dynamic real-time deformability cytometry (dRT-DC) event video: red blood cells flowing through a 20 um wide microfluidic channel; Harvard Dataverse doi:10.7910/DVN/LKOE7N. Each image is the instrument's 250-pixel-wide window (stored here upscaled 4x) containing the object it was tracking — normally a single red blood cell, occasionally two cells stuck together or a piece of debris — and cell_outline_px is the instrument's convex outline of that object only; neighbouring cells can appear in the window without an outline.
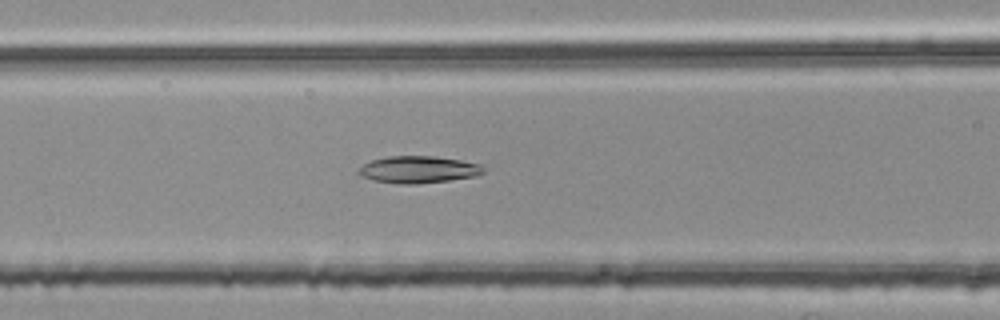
{"species": "common noctule bat (a hibernating species)", "species_latin": "Nyctalus noctula", "temperature_condition": "room temperature", "stored_images_in_passage": 44, "camera_frame_rate_fps": 3000, "um_per_image_px": 0.085, "animal": {"sex": "female", "body_mass_g": 25.1}, "frame": {"image": 1, "passage_image": 12, "time_ms": 3.667, "image_size_px": [1000, 320], "cell_outline_px": [[484, 172], [476, 176], [420, 184], [400, 184], [372, 180], [360, 176], [356, 172], [364, 164], [372, 160], [388, 156], [432, 156], [460, 160], [480, 164], [484, 168]], "centroid_in_image_um": [35.54, 14.42], "position_along_channel_um": 131.1, "area_um2": 19.65}}
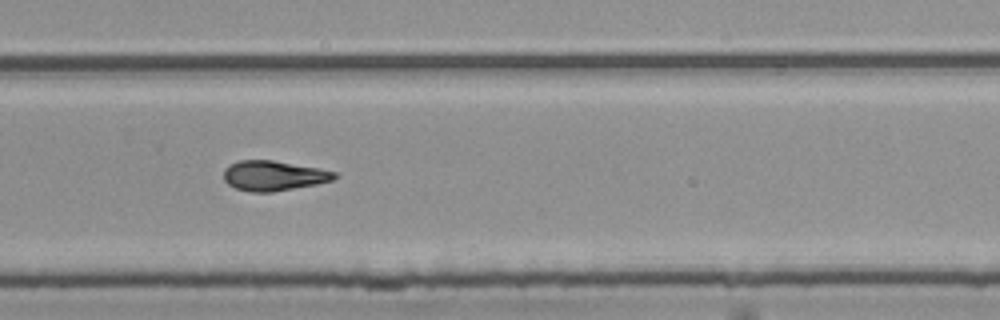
{"frame": {"image": 2, "passage_image": 26, "time_ms": 8.333, "image_size_px": [1000, 320], "cell_outline_px": [[340, 176], [332, 180], [316, 184], [272, 192], [252, 192], [236, 188], [228, 184], [224, 180], [224, 172], [232, 164], [240, 160], [272, 160], [320, 168], [336, 172]], "centroid_in_image_um": [23.3, 14.93], "position_along_channel_um": 306.5, "area_um2": 19.19}}
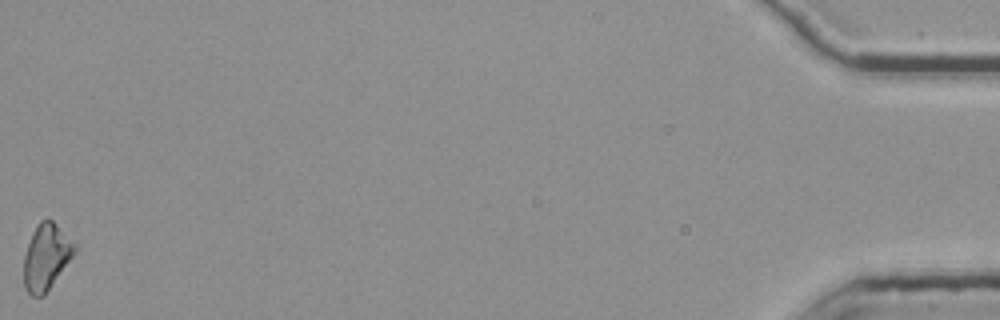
{"frame": {"image": 3, "passage_image": 44, "time_ms": 14.333, "image_size_px": [1000, 320], "cell_outline_px": [[76, 252], [44, 296], [32, 296], [24, 288], [24, 256], [32, 232], [40, 220], [48, 216], [76, 244]], "centroid_in_image_um": [3.93, 21.82], "position_along_channel_um": 431.3, "area_um2": 19.59}, "authors_computed_cell_mechanics": {"area_um2": 19.3052, "velocity_mm_per_s": 3.7772, "shape_relaxation_time_tau1_ms": 7.8385, "shape_relaxation_time_tau2_ms": 2.7937, "deformation_change_tau1": 0.2056, "deformation_change_tau2": 0.1007}}